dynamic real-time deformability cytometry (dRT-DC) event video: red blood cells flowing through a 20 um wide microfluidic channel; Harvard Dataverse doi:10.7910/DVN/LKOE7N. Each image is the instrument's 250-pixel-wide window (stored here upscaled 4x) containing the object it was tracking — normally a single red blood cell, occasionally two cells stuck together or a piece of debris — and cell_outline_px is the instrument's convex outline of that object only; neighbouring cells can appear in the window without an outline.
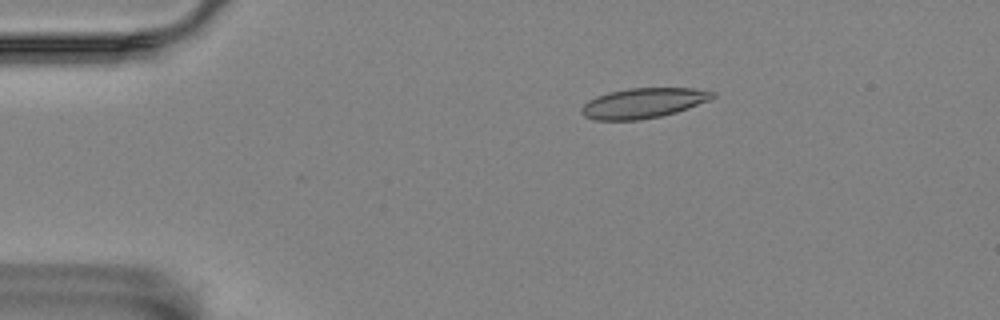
{"species": "Egyptian fruit bat (a non-hibernating species)", "species_latin": "Rousettus aegyptiacus", "temperature_condition": "room temperature", "stored_images_in_passage": 47, "camera_frame_rate_fps": 3000, "um_per_image_px": 0.085, "animal": {"sex": "female"}, "frame": {"image": 1, "passage_image": 1, "time_ms": 0.0, "image_size_px": [1000, 320], "cell_outline_px": [[716, 96], [708, 100], [688, 108], [676, 112], [660, 116], [636, 120], [596, 120], [584, 116], [580, 112], [580, 108], [588, 100], [596, 96], [608, 92], [628, 88], [692, 88], [716, 92]], "centroid_in_image_um": [54.64, 8.75], "position_along_channel_um": 30.4, "area_um2": 22.95}}
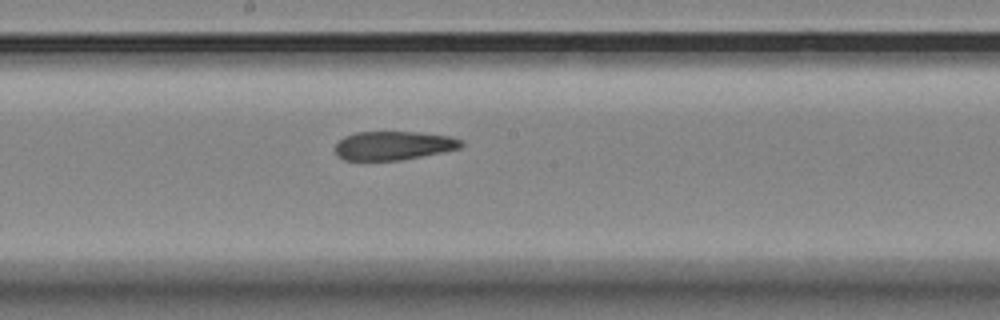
{"frame": {"image": 2, "passage_image": 21, "time_ms": 6.667, "image_size_px": [1000, 320], "cell_outline_px": [[464, 144], [460, 148], [400, 160], [344, 160], [336, 156], [336, 144], [344, 136], [356, 132], [420, 132], [448, 136], [464, 140]], "centroid_in_image_um": [33.43, 12.37], "position_along_channel_um": 214.8, "area_um2": 21.04}}
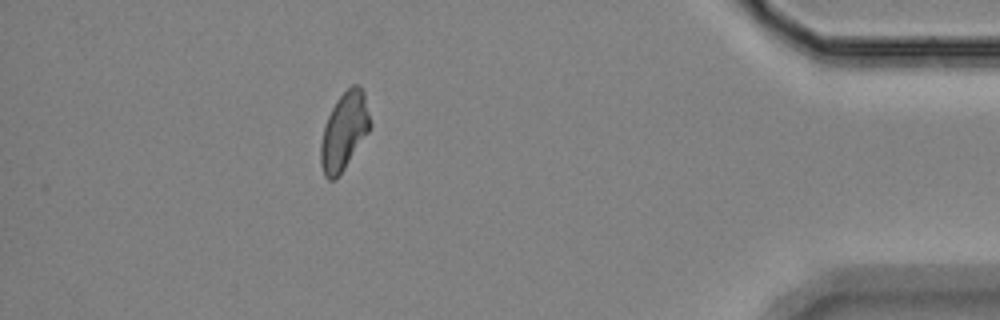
{"frame": {"image": 3, "passage_image": 41, "time_ms": 13.333, "image_size_px": [1000, 320], "cell_outline_px": [[372, 124], [368, 132], [344, 168], [332, 180], [328, 180], [324, 176], [320, 164], [320, 144], [324, 128], [328, 116], [336, 100], [352, 84], [356, 84], [364, 92]], "centroid_in_image_um": [29.25, 11.14], "position_along_channel_um": 406.0, "area_um2": 21.96}, "authors_computed_cell_mechanics": {"area_um2": 22.4264, "velocity_mm_per_s": 3.5427, "shape_relaxation_time_tau1_ms": null, "shape_relaxation_time_tau2_ms": 3.3655, "deformation_change_tau1": null, "deformation_change_tau2": 0.1096}}